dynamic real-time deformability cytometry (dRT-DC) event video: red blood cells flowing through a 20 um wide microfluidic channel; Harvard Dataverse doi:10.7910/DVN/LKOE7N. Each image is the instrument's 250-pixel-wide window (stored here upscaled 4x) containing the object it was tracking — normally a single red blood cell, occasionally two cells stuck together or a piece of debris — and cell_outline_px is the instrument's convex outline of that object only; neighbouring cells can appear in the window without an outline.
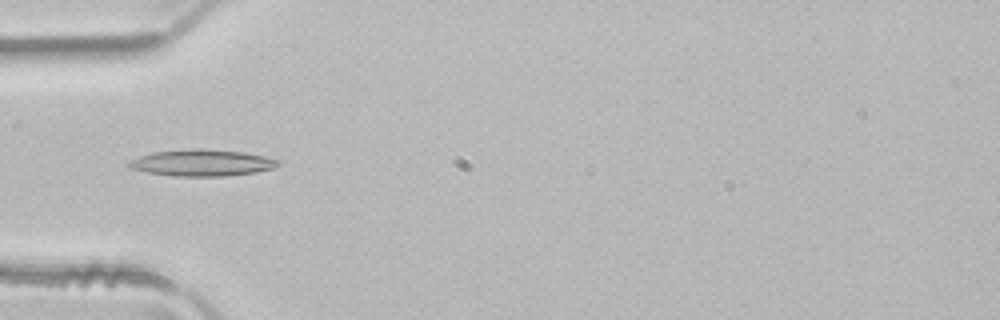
{"species": "common noctule bat (a hibernating species)", "species_latin": "Nyctalus noctula", "temperature_condition": "room temperature", "stored_images_in_passage": 10, "camera_frame_rate_fps": 3000, "um_per_image_px": 0.085, "animal": {"sex": "male", "body_mass_g": 21.5, "forearm_length_mm": 52.0}, "frame": {"image": 1, "passage_image": 2, "time_ms": 0.333, "image_size_px": [1000, 320], "cell_outline_px": [[280, 164], [272, 168], [256, 172], [224, 176], [172, 176], [148, 172], [128, 168], [128, 160], [152, 152], [196, 148], [200, 148], [244, 152], [264, 156], [280, 160]], "centroid_in_image_um": [17.15, 13.83], "position_along_channel_um": 67.9, "area_um2": 23.12}}
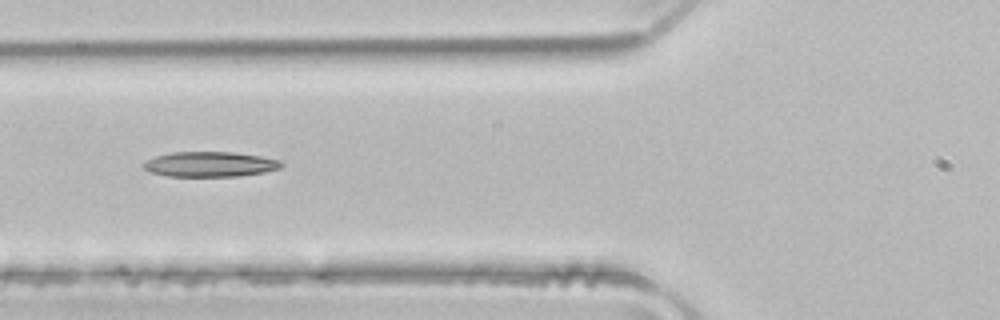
{"frame": {"image": 2, "passage_image": 5, "time_ms": 1.333, "image_size_px": [1000, 320], "cell_outline_px": [[284, 164], [280, 168], [264, 172], [240, 176], [168, 176], [152, 172], [144, 168], [140, 164], [156, 156], [172, 152], [232, 152], [260, 156], [280, 160]], "centroid_in_image_um": [17.86, 13.96], "position_along_channel_um": 107.9, "area_um2": 20.06}}